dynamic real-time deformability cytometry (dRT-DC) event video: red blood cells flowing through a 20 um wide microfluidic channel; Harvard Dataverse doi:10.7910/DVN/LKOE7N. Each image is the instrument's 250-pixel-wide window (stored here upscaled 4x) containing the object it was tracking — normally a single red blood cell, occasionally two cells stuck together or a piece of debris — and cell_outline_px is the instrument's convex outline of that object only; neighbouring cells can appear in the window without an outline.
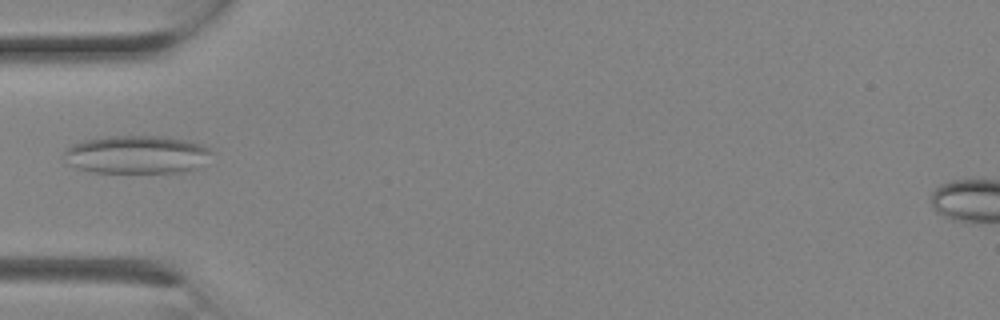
{"species": "Egyptian fruit bat (a non-hibernating species)", "species_latin": "Rousettus aegyptiacus", "temperature_condition": "room temperature", "stored_images_in_passage": 1, "camera_frame_rate_fps": 3000, "um_per_image_px": 0.085, "animal": {"sex": "female"}, "frame": {"image": 1, "passage_image": 1, "time_ms": 0.0, "image_size_px": [1000, 320], "cell_outline_px": [[212, 152], [196, 168], [176, 172], [96, 172], [80, 168], [68, 164], [64, 156], [64, 152], [72, 144], [84, 140], [108, 136], [168, 136], [188, 140], [200, 144], [208, 148]], "centroid_in_image_um": [11.6, 13.12], "position_along_channel_um": 73.4, "area_um2": 32.37}}